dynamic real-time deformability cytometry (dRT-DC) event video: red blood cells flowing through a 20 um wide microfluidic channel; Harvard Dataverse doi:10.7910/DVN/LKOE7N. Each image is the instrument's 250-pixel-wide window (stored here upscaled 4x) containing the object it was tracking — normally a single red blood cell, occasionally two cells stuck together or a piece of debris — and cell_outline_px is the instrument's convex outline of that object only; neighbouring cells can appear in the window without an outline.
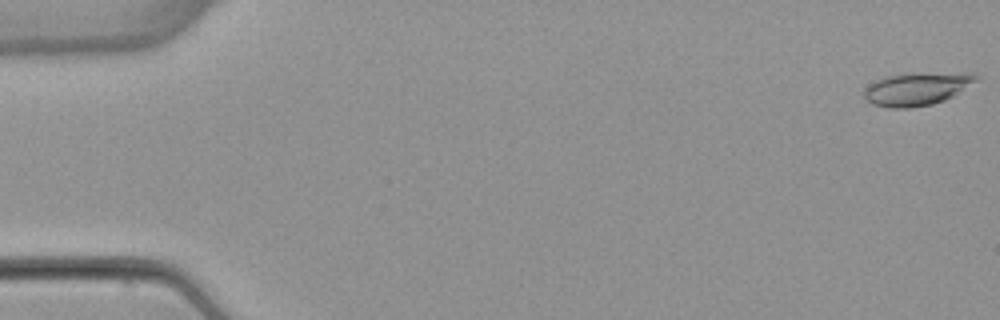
{"species": "common noctule bat (a hibernating species)", "species_latin": "Nyctalus noctula", "temperature_condition": "warm", "stored_images_in_passage": 51, "camera_frame_rate_fps": 3000, "um_per_image_px": 0.085, "animal": {"sex": "female", "body_mass_g": 22.7, "forearm_length_mm": 54.2}, "frame": {"image": 1, "passage_image": 1, "time_ms": 0.0, "image_size_px": [1000, 320], "cell_outline_px": [[980, 80], [952, 96], [944, 100], [932, 104], [908, 108], [888, 108], [872, 104], [864, 96], [864, 88], [868, 84], [884, 76], [908, 72], [976, 72], [980, 76]], "centroid_in_image_um": [77.98, 7.51], "position_along_channel_um": 7.0, "area_um2": 22.25}}
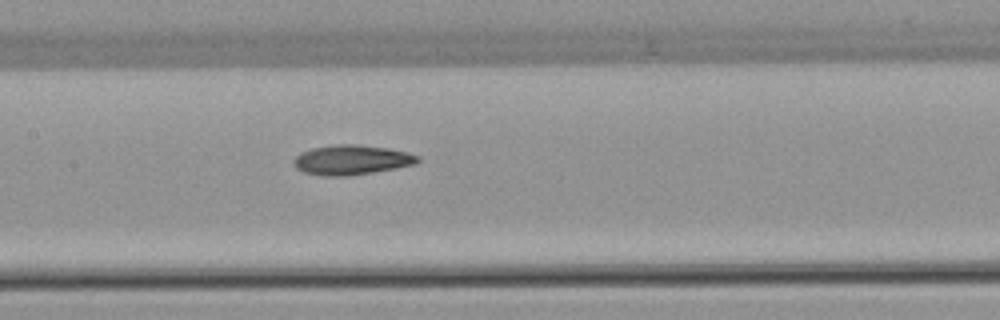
{"frame": {"image": 2, "passage_image": 26, "time_ms": 8.333, "image_size_px": [1000, 320], "cell_outline_px": [[420, 160], [416, 164], [396, 168], [348, 176], [324, 176], [304, 172], [296, 168], [292, 164], [292, 160], [300, 152], [312, 148], [340, 144], [356, 144], [388, 148], [408, 152], [420, 156]], "centroid_in_image_um": [29.88, 13.59], "position_along_channel_um": 177.5, "area_um2": 21.62}}
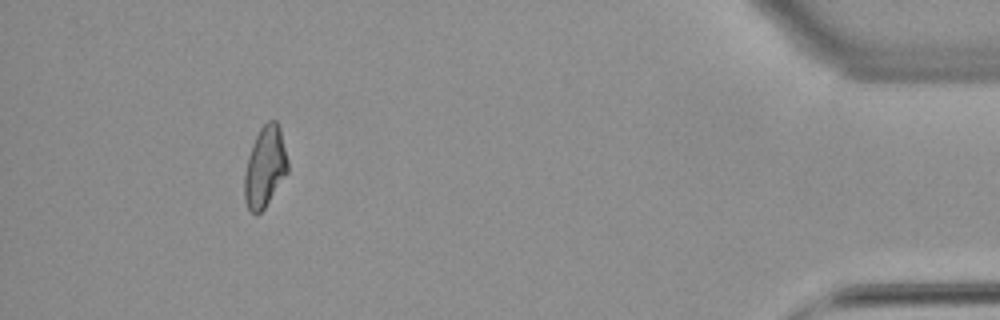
{"frame": {"image": 3, "passage_image": 49, "time_ms": 16.0, "image_size_px": [1000, 320], "cell_outline_px": [[288, 172], [264, 208], [256, 216], [248, 208], [244, 200], [244, 172], [248, 156], [252, 144], [260, 128], [268, 120], [276, 120], [280, 128], [288, 160]], "centroid_in_image_um": [22.51, 14.18], "position_along_channel_um": 412.7, "area_um2": 20.4}, "authors_computed_cell_mechanics": {"area_um2": 20.6346, "velocity_mm_per_s": 3.8929, "shape_relaxation_time_tau1_ms": null, "shape_relaxation_time_tau2_ms": 5.6194, "deformation_change_tau1": null, "deformation_change_tau2": 0.1475}}